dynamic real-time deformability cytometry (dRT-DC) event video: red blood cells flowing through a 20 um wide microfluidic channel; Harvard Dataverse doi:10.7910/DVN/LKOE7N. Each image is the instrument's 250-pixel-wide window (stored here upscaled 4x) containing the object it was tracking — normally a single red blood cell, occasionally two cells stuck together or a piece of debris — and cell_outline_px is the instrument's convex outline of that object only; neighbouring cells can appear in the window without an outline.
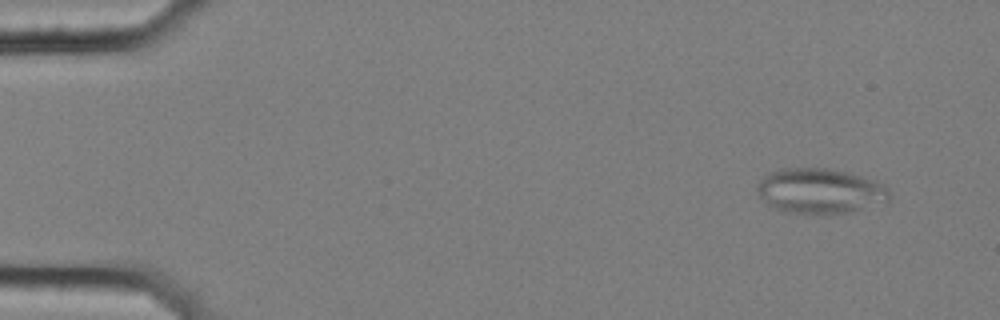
{"species": "common noctule bat (a hibernating species)", "species_latin": "Nyctalus noctula", "temperature_condition": "cold", "stored_images_in_passage": 54, "segment_of_instrument_passage": [1, 2], "camera_frame_rate_fps": 3000, "um_per_image_px": 0.085, "animal": {"sex": "female", "body_mass_g": 25.1}, "frame": {"image": 1, "passage_image": 1, "time_ms": 0.0, "image_size_px": [1000, 320], "cell_outline_px": [[888, 200], [852, 212], [820, 216], [816, 216], [784, 212], [768, 204], [760, 196], [756, 188], [760, 180], [768, 172], [780, 168], [828, 168], [876, 180], [884, 184], [888, 188]], "centroid_in_image_um": [69.67, 16.26], "position_along_channel_um": 15.3, "area_um2": 35.2}}